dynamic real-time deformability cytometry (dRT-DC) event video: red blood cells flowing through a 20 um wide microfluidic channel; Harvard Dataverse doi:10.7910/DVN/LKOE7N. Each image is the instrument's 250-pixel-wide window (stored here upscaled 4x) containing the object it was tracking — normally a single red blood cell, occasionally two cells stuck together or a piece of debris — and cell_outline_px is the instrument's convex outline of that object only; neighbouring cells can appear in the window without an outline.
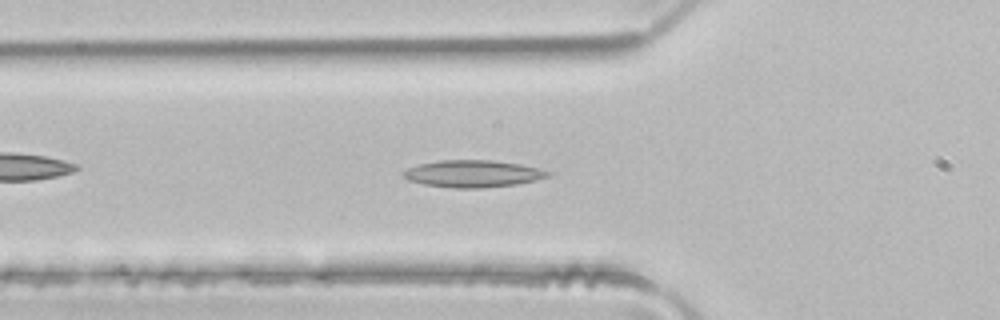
{"species": "common noctule bat (a hibernating species)", "species_latin": "Nyctalus noctula", "temperature_condition": "room temperature", "stored_images_in_passage": 39, "camera_frame_rate_fps": 3000, "um_per_image_px": 0.085, "animal": {"sex": "male", "body_mass_g": 21.5, "forearm_length_mm": 52.0}, "frame": {"image": 1, "passage_image": 6, "time_ms": 1.667, "image_size_px": [1000, 320], "cell_outline_px": [[552, 172], [548, 176], [536, 180], [516, 184], [480, 188], [452, 188], [424, 184], [408, 180], [404, 176], [404, 172], [408, 168], [420, 164], [440, 160], [492, 160], [520, 164], [540, 168]], "centroid_in_image_um": [40.23, 14.76], "position_along_channel_um": 85.6, "area_um2": 22.66}}
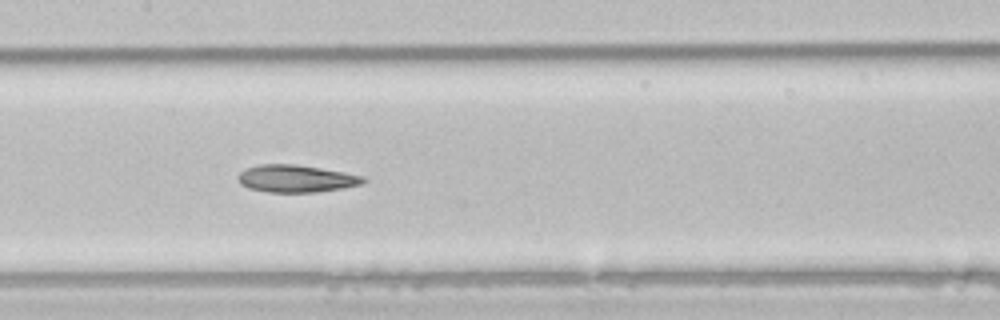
{"frame": {"image": 2, "passage_image": 13, "time_ms": 4.0, "image_size_px": [1000, 320], "cell_outline_px": [[368, 180], [360, 184], [344, 188], [316, 192], [268, 192], [248, 188], [240, 184], [236, 176], [240, 172], [248, 168], [260, 164], [292, 164], [320, 168], [344, 172], [364, 176]], "centroid_in_image_um": [25.16, 15.18], "position_along_channel_um": 182.2, "area_um2": 19.94}}
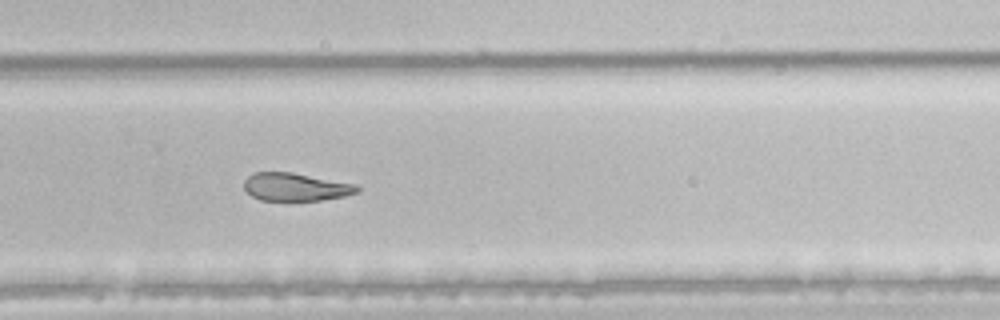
{"frame": {"image": 3, "passage_image": 22, "time_ms": 7.0, "image_size_px": [1000, 320], "cell_outline_px": [[360, 188], [356, 192], [344, 196], [320, 200], [260, 200], [252, 196], [244, 188], [244, 180], [252, 172], [292, 172], [356, 184]], "centroid_in_image_um": [25.1, 15.88], "position_along_channel_um": 304.7, "area_um2": 18.32}, "authors_computed_cell_mechanics": {"area_um2": 20.6346, "velocity_mm_per_s": 4.1126, "shape_relaxation_time_tau1_ms": null, "shape_relaxation_time_tau2_ms": 2.188, "deformation_change_tau1": null, "deformation_change_tau2": 0.0966}}